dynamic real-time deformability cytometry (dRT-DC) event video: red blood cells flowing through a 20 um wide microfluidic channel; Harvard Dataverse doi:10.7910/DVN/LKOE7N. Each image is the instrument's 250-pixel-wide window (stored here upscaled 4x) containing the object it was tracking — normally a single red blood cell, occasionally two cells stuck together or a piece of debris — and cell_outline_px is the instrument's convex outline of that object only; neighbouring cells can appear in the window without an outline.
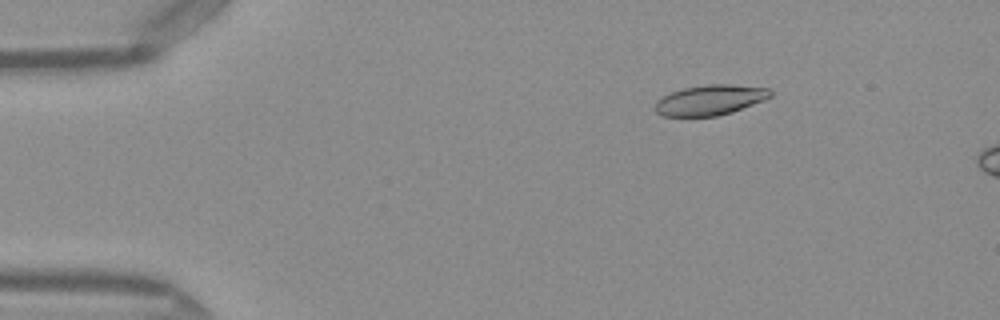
{"species": "Egyptian fruit bat (a non-hibernating species)", "species_latin": "Rousettus aegyptiacus", "temperature_condition": "warm", "stored_images_in_passage": 50, "camera_frame_rate_fps": 3000, "um_per_image_px": 0.085, "frame": {"image": 1, "passage_image": 8, "time_ms": 2.333, "image_size_px": [1000, 320], "cell_outline_px": [[772, 96], [764, 100], [732, 112], [716, 116], [664, 116], [656, 112], [656, 100], [672, 92], [684, 88], [708, 84], [732, 84], [772, 88]], "centroid_in_image_um": [60.41, 8.49], "position_along_channel_um": 24.6, "area_um2": 20.29}}
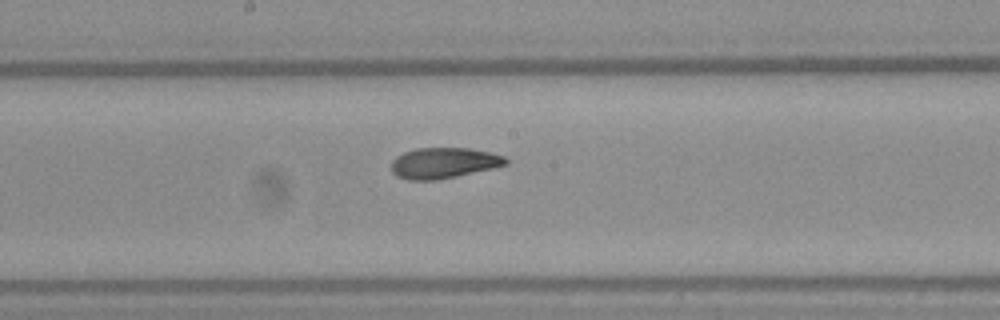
{"frame": {"image": 2, "passage_image": 27, "time_ms": 8.667, "image_size_px": [1000, 320], "cell_outline_px": [[508, 164], [492, 168], [456, 176], [436, 180], [408, 180], [396, 176], [392, 172], [392, 160], [396, 156], [404, 152], [416, 148], [468, 148], [488, 152], [504, 156], [508, 160]], "centroid_in_image_um": [37.68, 13.85], "position_along_channel_um": 210.5, "area_um2": 20.4}}
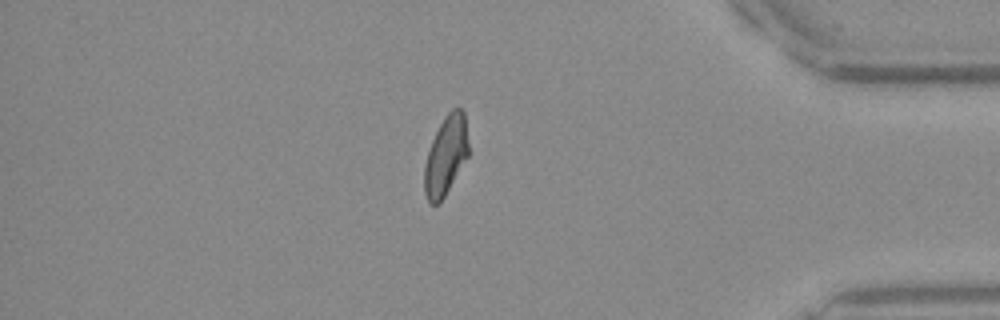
{"frame": {"image": 3, "passage_image": 43, "time_ms": 14.0, "image_size_px": [1000, 320], "cell_outline_px": [[468, 156], [440, 204], [428, 204], [424, 192], [424, 168], [428, 152], [432, 140], [444, 116], [452, 108], [460, 108], [464, 112], [468, 144]], "centroid_in_image_um": [37.88, 13.26], "position_along_channel_um": 397.3, "area_um2": 20.29}}